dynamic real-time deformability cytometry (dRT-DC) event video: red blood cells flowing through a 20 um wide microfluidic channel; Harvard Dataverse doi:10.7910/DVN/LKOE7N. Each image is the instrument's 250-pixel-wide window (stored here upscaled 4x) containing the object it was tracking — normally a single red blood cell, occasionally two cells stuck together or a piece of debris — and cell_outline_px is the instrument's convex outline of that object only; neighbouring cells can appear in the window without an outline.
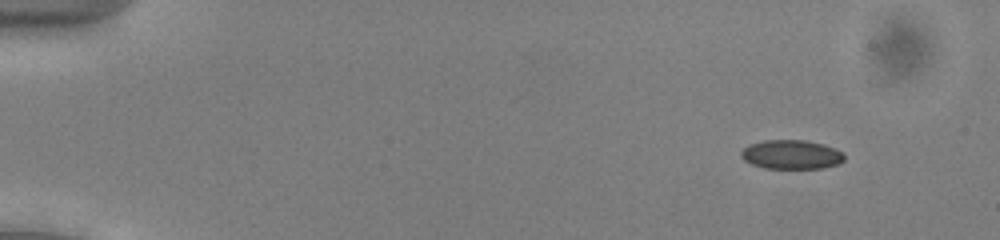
{"species": "common noctule bat (a hibernating species)", "species_latin": "Nyctalus noctula", "temperature_condition": "cold", "stored_images_in_passage": 49, "camera_frame_rate_fps": 3000, "um_per_image_px": 0.085, "animal": {"sex": "male", "body_mass_g": 13.0, "forearm_length_mm": 53.1}, "frame": {"image": 1, "passage_image": 1, "time_ms": 0.0, "image_size_px": [1000, 240], "cell_outline_px": [[844, 160], [840, 164], [820, 168], [764, 168], [752, 164], [744, 160], [740, 156], [740, 152], [748, 144], [764, 140], [804, 140], [824, 144], [836, 148], [844, 152]], "centroid_in_image_um": [67.28, 13.13], "position_along_channel_um": 17.7, "area_um2": 17.69}}
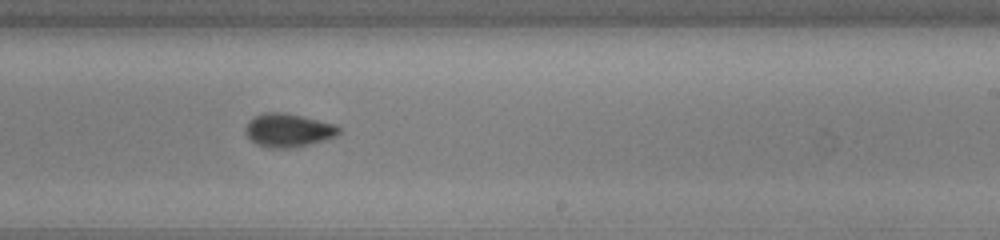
{"frame": {"image": 2, "passage_image": 29, "time_ms": 9.333, "image_size_px": [1000, 240], "cell_outline_px": [[340, 132], [336, 136], [324, 140], [292, 148], [268, 148], [256, 144], [244, 132], [244, 128], [248, 120], [252, 116], [264, 112], [284, 112], [336, 124], [340, 128]], "centroid_in_image_um": [24.46, 11.06], "position_along_channel_um": 264.5, "area_um2": 18.38}}
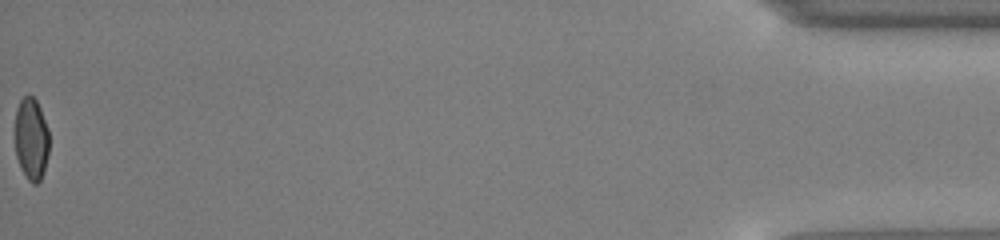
{"frame": {"image": 3, "passage_image": 49, "time_ms": 16.0, "image_size_px": [1000, 240], "cell_outline_px": [[48, 156], [44, 172], [40, 180], [36, 184], [32, 184], [28, 180], [20, 168], [16, 156], [16, 108], [20, 100], [28, 92], [36, 100], [40, 108], [48, 128]], "centroid_in_image_um": [2.66, 11.81], "position_along_channel_um": 432.5, "area_um2": 16.47}, "authors_computed_cell_mechanics": {"area_um2": 17.8024, "velocity_mm_per_s": 3.931, "shape_relaxation_time_tau1_ms": 4.4123, "shape_relaxation_time_tau2_ms": 1.914, "deformation_change_tau1": 0.1092, "deformation_change_tau2": 0.0398}}